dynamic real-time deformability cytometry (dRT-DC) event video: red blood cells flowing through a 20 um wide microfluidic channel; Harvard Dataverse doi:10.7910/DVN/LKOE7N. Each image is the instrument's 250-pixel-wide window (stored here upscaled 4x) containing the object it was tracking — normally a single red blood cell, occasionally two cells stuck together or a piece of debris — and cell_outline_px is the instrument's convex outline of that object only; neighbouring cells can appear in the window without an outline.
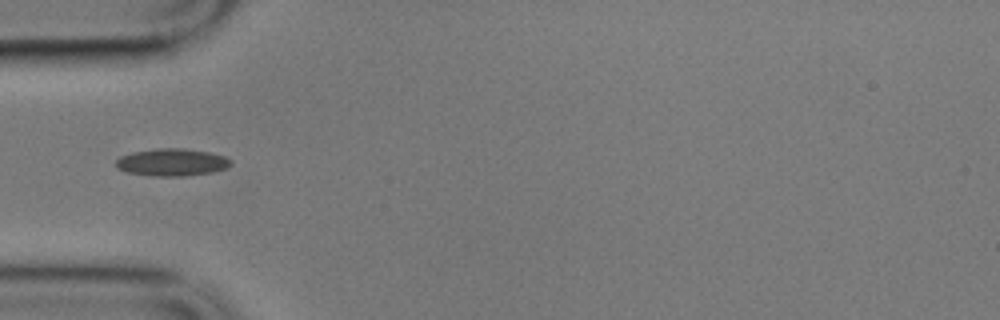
{"species": "common noctule bat (a hibernating species)", "species_latin": "Nyctalus noctula", "temperature_condition": "cold", "stored_images_in_passage": 41, "camera_frame_rate_fps": 3000, "um_per_image_px": 0.085, "animal": {"sex": "male", "body_mass_g": 17.9}, "frame": {"image": 1, "passage_image": 1, "time_ms": 0.0, "image_size_px": [1000, 320], "cell_outline_px": [[232, 164], [228, 168], [212, 172], [184, 176], [152, 176], [128, 172], [116, 168], [116, 160], [120, 156], [132, 152], [160, 148], [184, 148], [208, 152], [224, 156], [232, 160]], "centroid_in_image_um": [14.63, 13.79], "position_along_channel_um": 70.4, "area_um2": 18.38}}
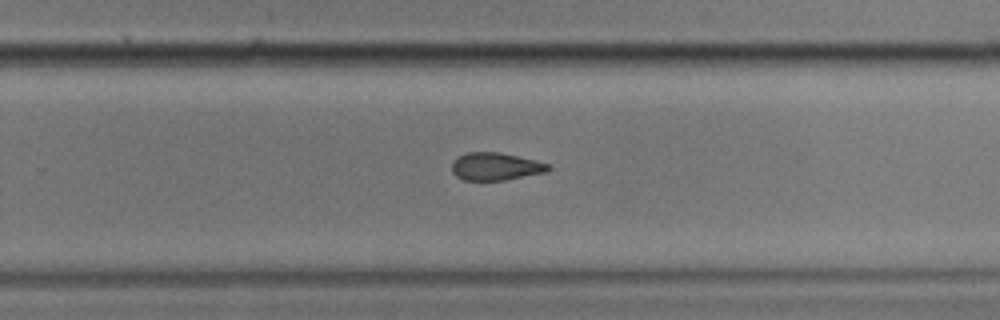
{"frame": {"image": 2, "passage_image": 20, "time_ms": 6.333, "image_size_px": [1000, 320], "cell_outline_px": [[552, 168], [548, 172], [504, 180], [464, 180], [456, 176], [452, 172], [452, 160], [468, 152], [500, 152], [552, 164]], "centroid_in_image_um": [42.16, 14.15], "position_along_channel_um": 287.6, "area_um2": 15.66}}
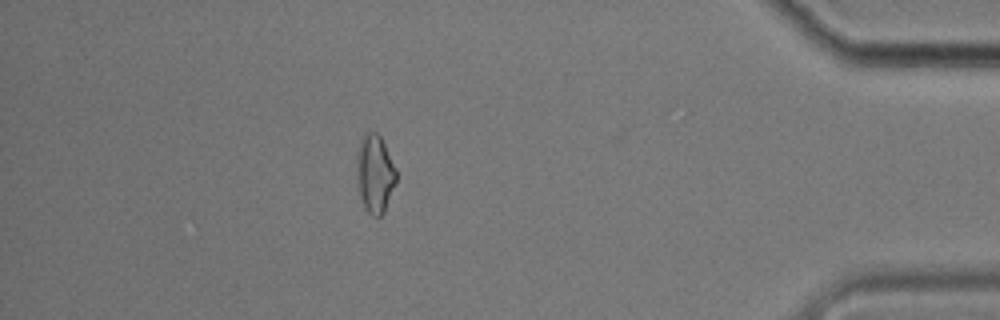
{"frame": {"image": 3, "passage_image": 34, "time_ms": 11.0, "image_size_px": [1000, 320], "cell_outline_px": [[396, 180], [384, 212], [380, 216], [372, 216], [364, 208], [356, 184], [356, 152], [360, 140], [364, 132], [376, 132], [380, 136], [396, 168]], "centroid_in_image_um": [31.82, 14.75], "position_along_channel_um": 403.4, "area_um2": 18.21}, "authors_computed_cell_mechanics": {"area_um2": 16.6464, "velocity_mm_per_s": 3.4247, "shape_relaxation_time_tau1_ms": null, "shape_relaxation_time_tau2_ms": 5.0956, "deformation_change_tau1": null, "deformation_change_tau2": 0.1075}}